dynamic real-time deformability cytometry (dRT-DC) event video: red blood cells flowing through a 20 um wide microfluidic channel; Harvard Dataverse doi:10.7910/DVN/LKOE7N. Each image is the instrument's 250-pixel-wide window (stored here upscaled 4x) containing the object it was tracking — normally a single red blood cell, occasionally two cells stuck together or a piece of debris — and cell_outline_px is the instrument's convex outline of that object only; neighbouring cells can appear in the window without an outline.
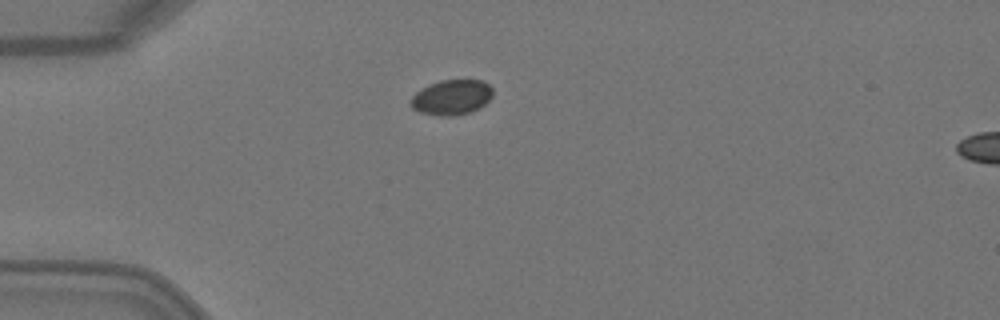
{"species": "Egyptian fruit bat (a non-hibernating species)", "species_latin": "Rousettus aegyptiacus", "temperature_condition": "warm", "stored_images_in_passage": 4, "segment_of_instrument_passage": [1, 2], "camera_frame_rate_fps": 3000, "um_per_image_px": 0.085, "animal": {"sex": "female"}, "frame": {"image": 1, "passage_image": 3, "time_ms": 0.667, "image_size_px": [1000, 320], "cell_outline_px": [[492, 96], [480, 108], [468, 112], [452, 116], [440, 116], [420, 112], [412, 108], [408, 104], [412, 96], [420, 88], [428, 84], [440, 80], [480, 80], [488, 84], [492, 88]], "centroid_in_image_um": [38.34, 8.27], "position_along_channel_um": 46.7, "area_um2": 16.88}}